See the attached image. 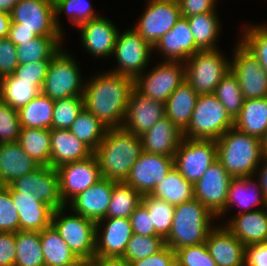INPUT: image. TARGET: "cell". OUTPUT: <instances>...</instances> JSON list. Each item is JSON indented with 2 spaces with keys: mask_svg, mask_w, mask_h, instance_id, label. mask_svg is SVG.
<instances>
[{
  "mask_svg": "<svg viewBox=\"0 0 267 266\" xmlns=\"http://www.w3.org/2000/svg\"><path fill=\"white\" fill-rule=\"evenodd\" d=\"M19 214L12 202L9 188L0 186V232H18Z\"/></svg>",
  "mask_w": 267,
  "mask_h": 266,
  "instance_id": "816d5d0a",
  "label": "cell"
},
{
  "mask_svg": "<svg viewBox=\"0 0 267 266\" xmlns=\"http://www.w3.org/2000/svg\"><path fill=\"white\" fill-rule=\"evenodd\" d=\"M142 203L148 209L156 233L165 240L170 233L175 206L149 194L142 197Z\"/></svg>",
  "mask_w": 267,
  "mask_h": 266,
  "instance_id": "f6af8a7d",
  "label": "cell"
},
{
  "mask_svg": "<svg viewBox=\"0 0 267 266\" xmlns=\"http://www.w3.org/2000/svg\"><path fill=\"white\" fill-rule=\"evenodd\" d=\"M214 94L226 108L230 117L234 120L240 113L244 97L238 79L231 71H229L219 82Z\"/></svg>",
  "mask_w": 267,
  "mask_h": 266,
  "instance_id": "ee69618b",
  "label": "cell"
},
{
  "mask_svg": "<svg viewBox=\"0 0 267 266\" xmlns=\"http://www.w3.org/2000/svg\"><path fill=\"white\" fill-rule=\"evenodd\" d=\"M16 259L14 266H45L40 232H15Z\"/></svg>",
  "mask_w": 267,
  "mask_h": 266,
  "instance_id": "ab89813d",
  "label": "cell"
},
{
  "mask_svg": "<svg viewBox=\"0 0 267 266\" xmlns=\"http://www.w3.org/2000/svg\"><path fill=\"white\" fill-rule=\"evenodd\" d=\"M82 266H97V264L92 261H86Z\"/></svg>",
  "mask_w": 267,
  "mask_h": 266,
  "instance_id": "89a4df30",
  "label": "cell"
},
{
  "mask_svg": "<svg viewBox=\"0 0 267 266\" xmlns=\"http://www.w3.org/2000/svg\"><path fill=\"white\" fill-rule=\"evenodd\" d=\"M222 53L219 48L199 50L184 62L185 80L198 95L215 93L219 82L230 71V58Z\"/></svg>",
  "mask_w": 267,
  "mask_h": 266,
  "instance_id": "8992f818",
  "label": "cell"
},
{
  "mask_svg": "<svg viewBox=\"0 0 267 266\" xmlns=\"http://www.w3.org/2000/svg\"><path fill=\"white\" fill-rule=\"evenodd\" d=\"M234 48L230 71L238 79L244 100L267 97V72L240 41Z\"/></svg>",
  "mask_w": 267,
  "mask_h": 266,
  "instance_id": "5bb4252c",
  "label": "cell"
},
{
  "mask_svg": "<svg viewBox=\"0 0 267 266\" xmlns=\"http://www.w3.org/2000/svg\"><path fill=\"white\" fill-rule=\"evenodd\" d=\"M165 246V240L159 235L142 236L133 234L127 242L123 258L128 262L139 261L157 253Z\"/></svg>",
  "mask_w": 267,
  "mask_h": 266,
  "instance_id": "7dc6e473",
  "label": "cell"
},
{
  "mask_svg": "<svg viewBox=\"0 0 267 266\" xmlns=\"http://www.w3.org/2000/svg\"><path fill=\"white\" fill-rule=\"evenodd\" d=\"M66 207L53 211L51 224L77 258L92 261L95 258L96 223L73 211L64 214Z\"/></svg>",
  "mask_w": 267,
  "mask_h": 266,
  "instance_id": "52a82bcc",
  "label": "cell"
},
{
  "mask_svg": "<svg viewBox=\"0 0 267 266\" xmlns=\"http://www.w3.org/2000/svg\"><path fill=\"white\" fill-rule=\"evenodd\" d=\"M153 46L146 42L132 27L122 34H117L115 48L112 56L116 58L117 65L108 71L128 76L134 80L144 72L151 62Z\"/></svg>",
  "mask_w": 267,
  "mask_h": 266,
  "instance_id": "9c48e42d",
  "label": "cell"
},
{
  "mask_svg": "<svg viewBox=\"0 0 267 266\" xmlns=\"http://www.w3.org/2000/svg\"><path fill=\"white\" fill-rule=\"evenodd\" d=\"M225 227L245 246L267 242V208L231 215Z\"/></svg>",
  "mask_w": 267,
  "mask_h": 266,
  "instance_id": "f1b7e54d",
  "label": "cell"
},
{
  "mask_svg": "<svg viewBox=\"0 0 267 266\" xmlns=\"http://www.w3.org/2000/svg\"><path fill=\"white\" fill-rule=\"evenodd\" d=\"M19 214V230L41 232L51 224L54 209L38 201L31 193L9 190Z\"/></svg>",
  "mask_w": 267,
  "mask_h": 266,
  "instance_id": "484cf974",
  "label": "cell"
},
{
  "mask_svg": "<svg viewBox=\"0 0 267 266\" xmlns=\"http://www.w3.org/2000/svg\"><path fill=\"white\" fill-rule=\"evenodd\" d=\"M93 261L97 266H130V263L123 257H95Z\"/></svg>",
  "mask_w": 267,
  "mask_h": 266,
  "instance_id": "be15d7a7",
  "label": "cell"
},
{
  "mask_svg": "<svg viewBox=\"0 0 267 266\" xmlns=\"http://www.w3.org/2000/svg\"><path fill=\"white\" fill-rule=\"evenodd\" d=\"M261 144H262L263 155L267 156V131L265 132L263 138L261 139Z\"/></svg>",
  "mask_w": 267,
  "mask_h": 266,
  "instance_id": "003e7915",
  "label": "cell"
},
{
  "mask_svg": "<svg viewBox=\"0 0 267 266\" xmlns=\"http://www.w3.org/2000/svg\"><path fill=\"white\" fill-rule=\"evenodd\" d=\"M140 137L143 151L168 157H174L184 139L183 131L166 116Z\"/></svg>",
  "mask_w": 267,
  "mask_h": 266,
  "instance_id": "4316f807",
  "label": "cell"
},
{
  "mask_svg": "<svg viewBox=\"0 0 267 266\" xmlns=\"http://www.w3.org/2000/svg\"><path fill=\"white\" fill-rule=\"evenodd\" d=\"M232 179L233 177L216 159L193 185L194 198L216 217L225 208Z\"/></svg>",
  "mask_w": 267,
  "mask_h": 266,
  "instance_id": "2e32d148",
  "label": "cell"
},
{
  "mask_svg": "<svg viewBox=\"0 0 267 266\" xmlns=\"http://www.w3.org/2000/svg\"><path fill=\"white\" fill-rule=\"evenodd\" d=\"M142 195L125 182L113 185L110 204L105 218H129L141 204Z\"/></svg>",
  "mask_w": 267,
  "mask_h": 266,
  "instance_id": "60d3db41",
  "label": "cell"
},
{
  "mask_svg": "<svg viewBox=\"0 0 267 266\" xmlns=\"http://www.w3.org/2000/svg\"><path fill=\"white\" fill-rule=\"evenodd\" d=\"M115 181L102 178L88 189L79 193L66 206L68 211L84 216L97 223L104 219L110 204Z\"/></svg>",
  "mask_w": 267,
  "mask_h": 266,
  "instance_id": "7402d4cb",
  "label": "cell"
},
{
  "mask_svg": "<svg viewBox=\"0 0 267 266\" xmlns=\"http://www.w3.org/2000/svg\"><path fill=\"white\" fill-rule=\"evenodd\" d=\"M133 235L129 218H104L96 223L95 257H123Z\"/></svg>",
  "mask_w": 267,
  "mask_h": 266,
  "instance_id": "d6986e66",
  "label": "cell"
},
{
  "mask_svg": "<svg viewBox=\"0 0 267 266\" xmlns=\"http://www.w3.org/2000/svg\"><path fill=\"white\" fill-rule=\"evenodd\" d=\"M197 98V92L185 80L165 102V116L184 131L190 122Z\"/></svg>",
  "mask_w": 267,
  "mask_h": 266,
  "instance_id": "1f68e13d",
  "label": "cell"
},
{
  "mask_svg": "<svg viewBox=\"0 0 267 266\" xmlns=\"http://www.w3.org/2000/svg\"><path fill=\"white\" fill-rule=\"evenodd\" d=\"M0 102H1V78H0Z\"/></svg>",
  "mask_w": 267,
  "mask_h": 266,
  "instance_id": "2644e50d",
  "label": "cell"
},
{
  "mask_svg": "<svg viewBox=\"0 0 267 266\" xmlns=\"http://www.w3.org/2000/svg\"><path fill=\"white\" fill-rule=\"evenodd\" d=\"M80 29L81 44L95 58L112 56L118 27L101 15L77 26Z\"/></svg>",
  "mask_w": 267,
  "mask_h": 266,
  "instance_id": "44dd1931",
  "label": "cell"
},
{
  "mask_svg": "<svg viewBox=\"0 0 267 266\" xmlns=\"http://www.w3.org/2000/svg\"><path fill=\"white\" fill-rule=\"evenodd\" d=\"M216 144L217 159L233 178L255 175L264 157L261 140L233 127Z\"/></svg>",
  "mask_w": 267,
  "mask_h": 266,
  "instance_id": "3957f363",
  "label": "cell"
},
{
  "mask_svg": "<svg viewBox=\"0 0 267 266\" xmlns=\"http://www.w3.org/2000/svg\"><path fill=\"white\" fill-rule=\"evenodd\" d=\"M38 167L18 142L0 144V186H7Z\"/></svg>",
  "mask_w": 267,
  "mask_h": 266,
  "instance_id": "f546056e",
  "label": "cell"
},
{
  "mask_svg": "<svg viewBox=\"0 0 267 266\" xmlns=\"http://www.w3.org/2000/svg\"><path fill=\"white\" fill-rule=\"evenodd\" d=\"M217 266H244L245 245L225 226H214L205 241Z\"/></svg>",
  "mask_w": 267,
  "mask_h": 266,
  "instance_id": "cb8c5ba5",
  "label": "cell"
},
{
  "mask_svg": "<svg viewBox=\"0 0 267 266\" xmlns=\"http://www.w3.org/2000/svg\"><path fill=\"white\" fill-rule=\"evenodd\" d=\"M175 254L177 266H217L205 242L177 249Z\"/></svg>",
  "mask_w": 267,
  "mask_h": 266,
  "instance_id": "681fc988",
  "label": "cell"
},
{
  "mask_svg": "<svg viewBox=\"0 0 267 266\" xmlns=\"http://www.w3.org/2000/svg\"><path fill=\"white\" fill-rule=\"evenodd\" d=\"M216 159V140L184 138L174 155V167L194 185Z\"/></svg>",
  "mask_w": 267,
  "mask_h": 266,
  "instance_id": "8fae6325",
  "label": "cell"
},
{
  "mask_svg": "<svg viewBox=\"0 0 267 266\" xmlns=\"http://www.w3.org/2000/svg\"><path fill=\"white\" fill-rule=\"evenodd\" d=\"M15 45L30 41L37 37L32 31L26 28H10L7 36Z\"/></svg>",
  "mask_w": 267,
  "mask_h": 266,
  "instance_id": "94428289",
  "label": "cell"
},
{
  "mask_svg": "<svg viewBox=\"0 0 267 266\" xmlns=\"http://www.w3.org/2000/svg\"><path fill=\"white\" fill-rule=\"evenodd\" d=\"M234 205L243 208V210L240 208V211L236 212V214L267 208V199L254 176L233 178L231 180L225 208L216 216V219H222ZM255 206L256 208H254Z\"/></svg>",
  "mask_w": 267,
  "mask_h": 266,
  "instance_id": "d4e9b609",
  "label": "cell"
},
{
  "mask_svg": "<svg viewBox=\"0 0 267 266\" xmlns=\"http://www.w3.org/2000/svg\"><path fill=\"white\" fill-rule=\"evenodd\" d=\"M40 243L45 266L66 265L79 259L52 224L40 232Z\"/></svg>",
  "mask_w": 267,
  "mask_h": 266,
  "instance_id": "8d00e7d4",
  "label": "cell"
},
{
  "mask_svg": "<svg viewBox=\"0 0 267 266\" xmlns=\"http://www.w3.org/2000/svg\"><path fill=\"white\" fill-rule=\"evenodd\" d=\"M155 50L164 57L163 61L186 62L201 49L194 41L187 18L181 16L174 27L155 43Z\"/></svg>",
  "mask_w": 267,
  "mask_h": 266,
  "instance_id": "603a6c76",
  "label": "cell"
},
{
  "mask_svg": "<svg viewBox=\"0 0 267 266\" xmlns=\"http://www.w3.org/2000/svg\"><path fill=\"white\" fill-rule=\"evenodd\" d=\"M86 78L83 90L84 109L108 129L122 127L134 79L110 71Z\"/></svg>",
  "mask_w": 267,
  "mask_h": 266,
  "instance_id": "6da1fadb",
  "label": "cell"
},
{
  "mask_svg": "<svg viewBox=\"0 0 267 266\" xmlns=\"http://www.w3.org/2000/svg\"><path fill=\"white\" fill-rule=\"evenodd\" d=\"M233 127L234 120L214 93L198 95L183 136L188 139L217 140Z\"/></svg>",
  "mask_w": 267,
  "mask_h": 266,
  "instance_id": "5b68a950",
  "label": "cell"
},
{
  "mask_svg": "<svg viewBox=\"0 0 267 266\" xmlns=\"http://www.w3.org/2000/svg\"><path fill=\"white\" fill-rule=\"evenodd\" d=\"M64 36H37L30 41L16 45L19 64L36 61H51L62 49ZM62 42V43H61Z\"/></svg>",
  "mask_w": 267,
  "mask_h": 266,
  "instance_id": "836d02e7",
  "label": "cell"
},
{
  "mask_svg": "<svg viewBox=\"0 0 267 266\" xmlns=\"http://www.w3.org/2000/svg\"><path fill=\"white\" fill-rule=\"evenodd\" d=\"M149 195L177 206L194 198V187L173 167Z\"/></svg>",
  "mask_w": 267,
  "mask_h": 266,
  "instance_id": "d6a6232c",
  "label": "cell"
},
{
  "mask_svg": "<svg viewBox=\"0 0 267 266\" xmlns=\"http://www.w3.org/2000/svg\"><path fill=\"white\" fill-rule=\"evenodd\" d=\"M59 194L66 206L79 193L102 179L95 155L80 161L71 162L56 168Z\"/></svg>",
  "mask_w": 267,
  "mask_h": 266,
  "instance_id": "9a60e30c",
  "label": "cell"
},
{
  "mask_svg": "<svg viewBox=\"0 0 267 266\" xmlns=\"http://www.w3.org/2000/svg\"><path fill=\"white\" fill-rule=\"evenodd\" d=\"M174 167V157L142 151L125 183L142 196L150 194Z\"/></svg>",
  "mask_w": 267,
  "mask_h": 266,
  "instance_id": "ac0fdd59",
  "label": "cell"
},
{
  "mask_svg": "<svg viewBox=\"0 0 267 266\" xmlns=\"http://www.w3.org/2000/svg\"><path fill=\"white\" fill-rule=\"evenodd\" d=\"M18 65L16 45L8 37L0 39V78L13 74Z\"/></svg>",
  "mask_w": 267,
  "mask_h": 266,
  "instance_id": "db71d44e",
  "label": "cell"
},
{
  "mask_svg": "<svg viewBox=\"0 0 267 266\" xmlns=\"http://www.w3.org/2000/svg\"><path fill=\"white\" fill-rule=\"evenodd\" d=\"M152 68L134 80V87L154 101L165 103L186 79L184 62L164 61Z\"/></svg>",
  "mask_w": 267,
  "mask_h": 266,
  "instance_id": "30bf717a",
  "label": "cell"
},
{
  "mask_svg": "<svg viewBox=\"0 0 267 266\" xmlns=\"http://www.w3.org/2000/svg\"><path fill=\"white\" fill-rule=\"evenodd\" d=\"M241 35L238 40L256 57L267 72V24L247 25Z\"/></svg>",
  "mask_w": 267,
  "mask_h": 266,
  "instance_id": "bcb514c9",
  "label": "cell"
},
{
  "mask_svg": "<svg viewBox=\"0 0 267 266\" xmlns=\"http://www.w3.org/2000/svg\"><path fill=\"white\" fill-rule=\"evenodd\" d=\"M246 266H267V242L245 246Z\"/></svg>",
  "mask_w": 267,
  "mask_h": 266,
  "instance_id": "91938a15",
  "label": "cell"
},
{
  "mask_svg": "<svg viewBox=\"0 0 267 266\" xmlns=\"http://www.w3.org/2000/svg\"><path fill=\"white\" fill-rule=\"evenodd\" d=\"M15 259V233L0 232V266H14Z\"/></svg>",
  "mask_w": 267,
  "mask_h": 266,
  "instance_id": "680465c9",
  "label": "cell"
},
{
  "mask_svg": "<svg viewBox=\"0 0 267 266\" xmlns=\"http://www.w3.org/2000/svg\"><path fill=\"white\" fill-rule=\"evenodd\" d=\"M187 20L194 41L201 50L218 48L217 38L220 35L221 22L219 21L220 19L216 10L214 12L190 16Z\"/></svg>",
  "mask_w": 267,
  "mask_h": 266,
  "instance_id": "f35d334b",
  "label": "cell"
},
{
  "mask_svg": "<svg viewBox=\"0 0 267 266\" xmlns=\"http://www.w3.org/2000/svg\"><path fill=\"white\" fill-rule=\"evenodd\" d=\"M216 217L196 198L175 206L172 226L165 245L174 251L201 244L215 226Z\"/></svg>",
  "mask_w": 267,
  "mask_h": 266,
  "instance_id": "277c9868",
  "label": "cell"
},
{
  "mask_svg": "<svg viewBox=\"0 0 267 266\" xmlns=\"http://www.w3.org/2000/svg\"><path fill=\"white\" fill-rule=\"evenodd\" d=\"M20 130L18 111L0 102V144L17 142Z\"/></svg>",
  "mask_w": 267,
  "mask_h": 266,
  "instance_id": "f907efd6",
  "label": "cell"
},
{
  "mask_svg": "<svg viewBox=\"0 0 267 266\" xmlns=\"http://www.w3.org/2000/svg\"><path fill=\"white\" fill-rule=\"evenodd\" d=\"M76 59L62 48L50 61L42 93L52 100L82 96L85 81Z\"/></svg>",
  "mask_w": 267,
  "mask_h": 266,
  "instance_id": "ba28073f",
  "label": "cell"
},
{
  "mask_svg": "<svg viewBox=\"0 0 267 266\" xmlns=\"http://www.w3.org/2000/svg\"><path fill=\"white\" fill-rule=\"evenodd\" d=\"M129 220L133 229V234L142 236L158 235L155 231L148 209L142 202L130 215Z\"/></svg>",
  "mask_w": 267,
  "mask_h": 266,
  "instance_id": "11a10c76",
  "label": "cell"
},
{
  "mask_svg": "<svg viewBox=\"0 0 267 266\" xmlns=\"http://www.w3.org/2000/svg\"><path fill=\"white\" fill-rule=\"evenodd\" d=\"M130 266H176V254L175 251L165 245L157 253L145 257L139 261L129 262Z\"/></svg>",
  "mask_w": 267,
  "mask_h": 266,
  "instance_id": "9f6ffc18",
  "label": "cell"
},
{
  "mask_svg": "<svg viewBox=\"0 0 267 266\" xmlns=\"http://www.w3.org/2000/svg\"><path fill=\"white\" fill-rule=\"evenodd\" d=\"M7 187L20 193H31L38 201L46 203L54 210L65 206L59 194L57 170L50 166H40L12 181Z\"/></svg>",
  "mask_w": 267,
  "mask_h": 266,
  "instance_id": "e0dca14e",
  "label": "cell"
},
{
  "mask_svg": "<svg viewBox=\"0 0 267 266\" xmlns=\"http://www.w3.org/2000/svg\"><path fill=\"white\" fill-rule=\"evenodd\" d=\"M55 24L56 27L64 34L63 27L60 23V14H67L70 22L76 27L100 15L93 9L89 0H57L54 3Z\"/></svg>",
  "mask_w": 267,
  "mask_h": 266,
  "instance_id": "7bdbcfd3",
  "label": "cell"
},
{
  "mask_svg": "<svg viewBox=\"0 0 267 266\" xmlns=\"http://www.w3.org/2000/svg\"><path fill=\"white\" fill-rule=\"evenodd\" d=\"M143 151L140 136L123 127L110 128L94 150L102 178L125 182Z\"/></svg>",
  "mask_w": 267,
  "mask_h": 266,
  "instance_id": "7a4b0ae2",
  "label": "cell"
},
{
  "mask_svg": "<svg viewBox=\"0 0 267 266\" xmlns=\"http://www.w3.org/2000/svg\"><path fill=\"white\" fill-rule=\"evenodd\" d=\"M18 1L19 0H0V11L10 14Z\"/></svg>",
  "mask_w": 267,
  "mask_h": 266,
  "instance_id": "03108f58",
  "label": "cell"
},
{
  "mask_svg": "<svg viewBox=\"0 0 267 266\" xmlns=\"http://www.w3.org/2000/svg\"><path fill=\"white\" fill-rule=\"evenodd\" d=\"M257 176H258L257 180L262 189V192L264 193V196L267 199V156L263 157L261 164L257 168L254 177Z\"/></svg>",
  "mask_w": 267,
  "mask_h": 266,
  "instance_id": "6125c7cd",
  "label": "cell"
},
{
  "mask_svg": "<svg viewBox=\"0 0 267 266\" xmlns=\"http://www.w3.org/2000/svg\"><path fill=\"white\" fill-rule=\"evenodd\" d=\"M11 22V14L0 11V39L8 36Z\"/></svg>",
  "mask_w": 267,
  "mask_h": 266,
  "instance_id": "e7e4bbea",
  "label": "cell"
},
{
  "mask_svg": "<svg viewBox=\"0 0 267 266\" xmlns=\"http://www.w3.org/2000/svg\"><path fill=\"white\" fill-rule=\"evenodd\" d=\"M51 167L80 161L93 155V150L75 137L69 129H51Z\"/></svg>",
  "mask_w": 267,
  "mask_h": 266,
  "instance_id": "83f0119b",
  "label": "cell"
},
{
  "mask_svg": "<svg viewBox=\"0 0 267 266\" xmlns=\"http://www.w3.org/2000/svg\"><path fill=\"white\" fill-rule=\"evenodd\" d=\"M86 261L83 259H78L76 262H72L66 265H59V266H82Z\"/></svg>",
  "mask_w": 267,
  "mask_h": 266,
  "instance_id": "a7ac6f4b",
  "label": "cell"
},
{
  "mask_svg": "<svg viewBox=\"0 0 267 266\" xmlns=\"http://www.w3.org/2000/svg\"><path fill=\"white\" fill-rule=\"evenodd\" d=\"M163 117H165V103L154 101L134 87L128 98L122 127L136 136H141Z\"/></svg>",
  "mask_w": 267,
  "mask_h": 266,
  "instance_id": "ffe728a7",
  "label": "cell"
},
{
  "mask_svg": "<svg viewBox=\"0 0 267 266\" xmlns=\"http://www.w3.org/2000/svg\"><path fill=\"white\" fill-rule=\"evenodd\" d=\"M43 85L33 81L19 80L13 74L1 78V102L18 110L42 92Z\"/></svg>",
  "mask_w": 267,
  "mask_h": 266,
  "instance_id": "74e56055",
  "label": "cell"
},
{
  "mask_svg": "<svg viewBox=\"0 0 267 266\" xmlns=\"http://www.w3.org/2000/svg\"><path fill=\"white\" fill-rule=\"evenodd\" d=\"M182 17L214 12L218 2L217 0H177Z\"/></svg>",
  "mask_w": 267,
  "mask_h": 266,
  "instance_id": "6f0895ef",
  "label": "cell"
},
{
  "mask_svg": "<svg viewBox=\"0 0 267 266\" xmlns=\"http://www.w3.org/2000/svg\"><path fill=\"white\" fill-rule=\"evenodd\" d=\"M50 61H36L19 64L13 75L19 80L33 81V85H43Z\"/></svg>",
  "mask_w": 267,
  "mask_h": 266,
  "instance_id": "f5cc1de1",
  "label": "cell"
},
{
  "mask_svg": "<svg viewBox=\"0 0 267 266\" xmlns=\"http://www.w3.org/2000/svg\"><path fill=\"white\" fill-rule=\"evenodd\" d=\"M17 142L40 166L51 167L50 130L21 127Z\"/></svg>",
  "mask_w": 267,
  "mask_h": 266,
  "instance_id": "d590c367",
  "label": "cell"
},
{
  "mask_svg": "<svg viewBox=\"0 0 267 266\" xmlns=\"http://www.w3.org/2000/svg\"><path fill=\"white\" fill-rule=\"evenodd\" d=\"M234 128L261 140L267 131V97L244 100Z\"/></svg>",
  "mask_w": 267,
  "mask_h": 266,
  "instance_id": "4dcf8cb0",
  "label": "cell"
},
{
  "mask_svg": "<svg viewBox=\"0 0 267 266\" xmlns=\"http://www.w3.org/2000/svg\"><path fill=\"white\" fill-rule=\"evenodd\" d=\"M107 129L91 112L84 108L69 128L75 137L83 141L93 151L100 145Z\"/></svg>",
  "mask_w": 267,
  "mask_h": 266,
  "instance_id": "b9f144b4",
  "label": "cell"
},
{
  "mask_svg": "<svg viewBox=\"0 0 267 266\" xmlns=\"http://www.w3.org/2000/svg\"><path fill=\"white\" fill-rule=\"evenodd\" d=\"M10 14V28H26L36 36L65 35L56 27L54 3L49 0H19Z\"/></svg>",
  "mask_w": 267,
  "mask_h": 266,
  "instance_id": "7c38bea8",
  "label": "cell"
},
{
  "mask_svg": "<svg viewBox=\"0 0 267 266\" xmlns=\"http://www.w3.org/2000/svg\"><path fill=\"white\" fill-rule=\"evenodd\" d=\"M83 97L72 96L54 101L52 129H69L83 110Z\"/></svg>",
  "mask_w": 267,
  "mask_h": 266,
  "instance_id": "c3c4849f",
  "label": "cell"
},
{
  "mask_svg": "<svg viewBox=\"0 0 267 266\" xmlns=\"http://www.w3.org/2000/svg\"><path fill=\"white\" fill-rule=\"evenodd\" d=\"M53 107L54 100L41 92L17 110L21 127L51 130Z\"/></svg>",
  "mask_w": 267,
  "mask_h": 266,
  "instance_id": "e575fe53",
  "label": "cell"
},
{
  "mask_svg": "<svg viewBox=\"0 0 267 266\" xmlns=\"http://www.w3.org/2000/svg\"><path fill=\"white\" fill-rule=\"evenodd\" d=\"M143 14L132 28L152 46L169 32L181 17L177 0H147Z\"/></svg>",
  "mask_w": 267,
  "mask_h": 266,
  "instance_id": "4fadbf2b",
  "label": "cell"
}]
</instances>
